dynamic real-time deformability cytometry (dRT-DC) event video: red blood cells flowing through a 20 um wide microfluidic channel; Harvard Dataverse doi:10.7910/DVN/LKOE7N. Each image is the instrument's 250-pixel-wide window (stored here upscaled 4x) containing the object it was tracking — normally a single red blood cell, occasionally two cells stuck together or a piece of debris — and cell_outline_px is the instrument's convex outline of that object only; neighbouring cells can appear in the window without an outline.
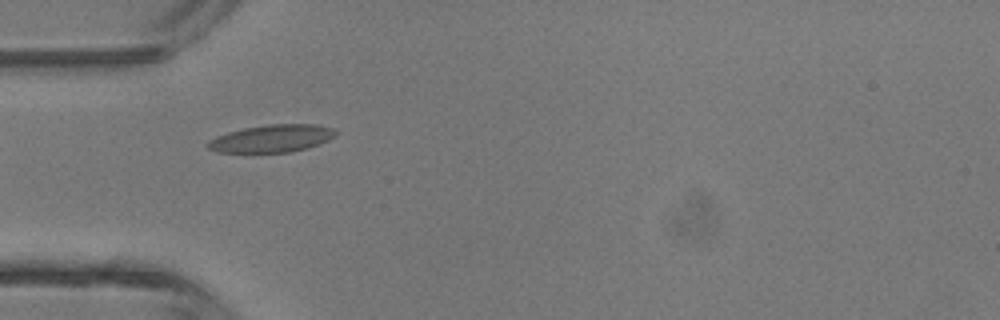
{"species": "common noctule bat (a hibernating species)", "species_latin": "Nyctalus noctula", "temperature_condition": "room temperature", "stored_images_in_passage": 5, "camera_frame_rate_fps": 3000, "um_per_image_px": 0.085, "animal": {"sex": "male", "body_mass_g": 13.3}, "frame": {"image": 1, "passage_image": 4, "time_ms": 1.0, "image_size_px": [1000, 320], "cell_outline_px": [[340, 132], [336, 136], [320, 144], [308, 148], [292, 152], [216, 152], [208, 148], [204, 144], [208, 140], [216, 136], [228, 132], [244, 128], [268, 124], [316, 124], [332, 128]], "centroid_in_image_um": [23.12, 11.77], "position_along_channel_um": 61.9, "area_um2": 20.75}}
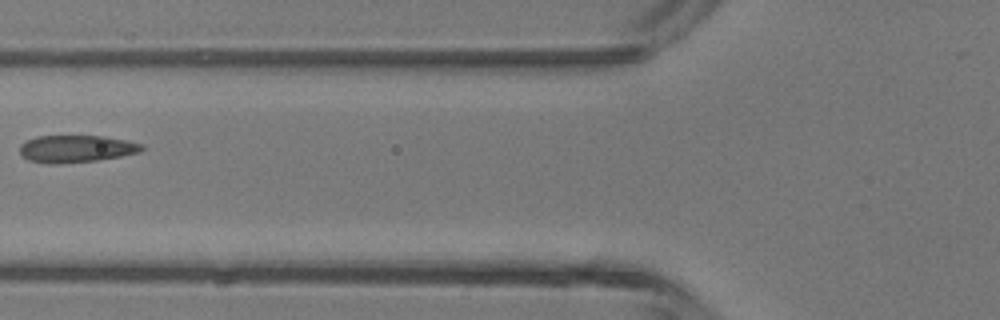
{"frame": {"image": 2, "passage_image": 5, "time_ms": 1.333, "image_size_px": [1000, 320], "cell_outline_px": [[144, 148], [140, 152], [120, 156], [96, 160], [56, 164], [48, 164], [28, 160], [20, 156], [20, 144], [24, 140], [36, 136], [104, 136], [128, 140], [144, 144]], "centroid_in_image_um": [6.45, 12.64], "position_along_channel_um": 119.4, "area_um2": 19.59}}